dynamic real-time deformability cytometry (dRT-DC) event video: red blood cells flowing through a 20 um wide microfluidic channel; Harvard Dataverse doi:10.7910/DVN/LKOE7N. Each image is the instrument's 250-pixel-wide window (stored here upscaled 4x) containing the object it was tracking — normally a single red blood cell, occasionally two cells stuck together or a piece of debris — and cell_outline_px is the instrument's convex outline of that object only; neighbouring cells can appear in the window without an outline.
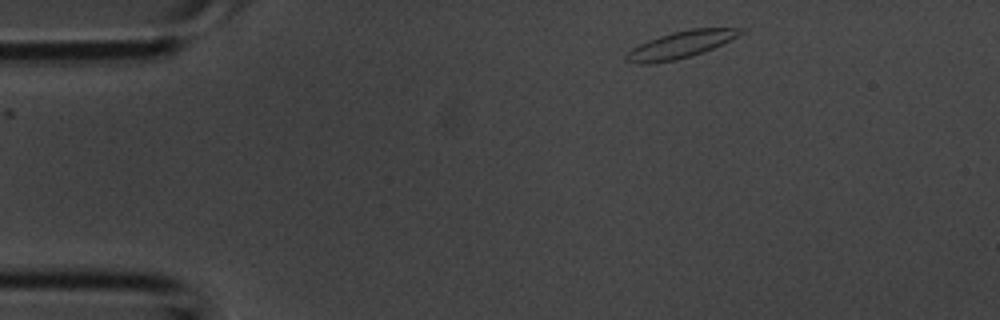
{"species": "common noctule bat (a hibernating species)", "species_latin": "Nyctalus noctula", "temperature_condition": "room temperature", "stored_images_in_passage": 2, "camera_frame_rate_fps": 3000, "um_per_image_px": 0.085, "animal": {"sex": "male", "body_mass_g": 20.1, "forearm_length_mm": 53.5}, "frame": {"image": 1, "passage_image": 1, "time_ms": 0.0, "image_size_px": [1000, 320], "cell_outline_px": [[744, 32], [704, 52], [676, 60], [648, 64], [636, 64], [624, 60], [624, 56], [632, 48], [648, 40], [672, 32], [688, 28], [744, 28]], "centroid_in_image_um": [57.8, 3.8], "position_along_channel_um": 27.2, "area_um2": 17.8}}